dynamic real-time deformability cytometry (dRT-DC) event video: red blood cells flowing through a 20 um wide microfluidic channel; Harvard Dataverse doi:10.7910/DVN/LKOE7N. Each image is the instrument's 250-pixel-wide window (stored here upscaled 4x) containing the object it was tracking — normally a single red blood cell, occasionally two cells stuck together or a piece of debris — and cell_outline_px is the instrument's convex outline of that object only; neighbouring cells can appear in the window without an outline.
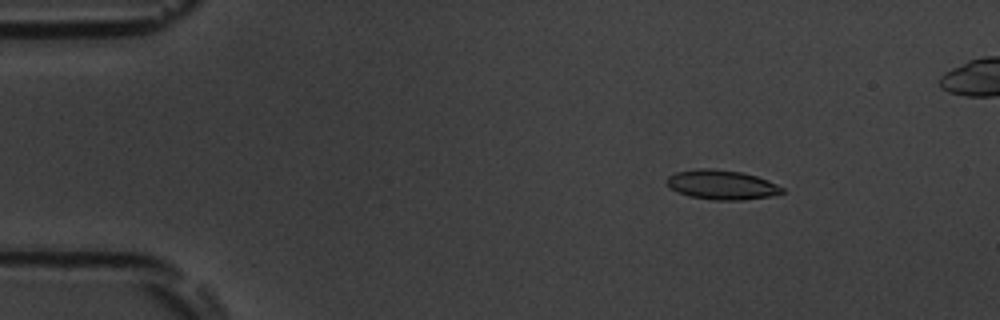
{"species": "common noctule bat (a hibernating species)", "species_latin": "Nyctalus noctula", "temperature_condition": "room temperature", "stored_images_in_passage": 19, "camera_frame_rate_fps": 3000, "um_per_image_px": 0.085, "animal": {"sex": "male", "body_mass_g": 19.5, "forearm_length_mm": 54.6}, "frame": {"image": 1, "passage_image": 8, "time_ms": 2.333, "image_size_px": [1000, 320], "cell_outline_px": [[784, 192], [768, 196], [744, 200], [712, 200], [688, 196], [672, 188], [664, 180], [668, 176], [676, 172], [700, 168], [712, 168], [744, 172], [768, 180], [784, 188]], "centroid_in_image_um": [61.35, 15.7], "position_along_channel_um": 23.7, "area_um2": 19.83}}
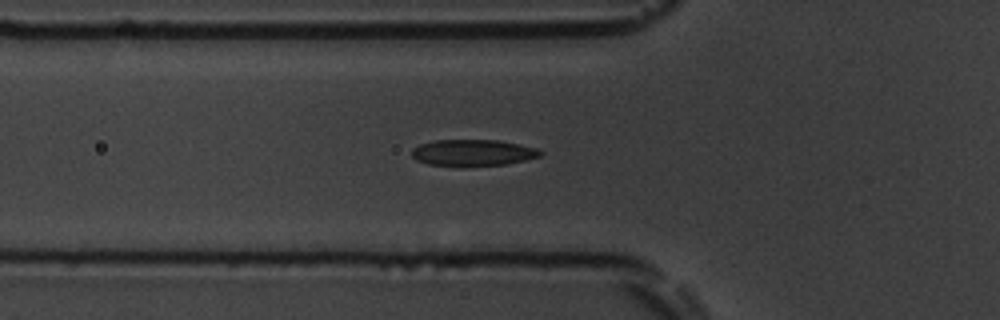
{"frame": {"image": 2, "passage_image": 19, "time_ms": 6.0, "image_size_px": [1000, 320], "cell_outline_px": [[544, 152], [540, 156], [508, 164], [428, 164], [416, 160], [412, 156], [412, 148], [420, 144], [436, 140], [500, 140], [540, 148]], "centroid_in_image_um": [40.25, 12.94], "position_along_channel_um": 85.5, "area_um2": 19.31}}